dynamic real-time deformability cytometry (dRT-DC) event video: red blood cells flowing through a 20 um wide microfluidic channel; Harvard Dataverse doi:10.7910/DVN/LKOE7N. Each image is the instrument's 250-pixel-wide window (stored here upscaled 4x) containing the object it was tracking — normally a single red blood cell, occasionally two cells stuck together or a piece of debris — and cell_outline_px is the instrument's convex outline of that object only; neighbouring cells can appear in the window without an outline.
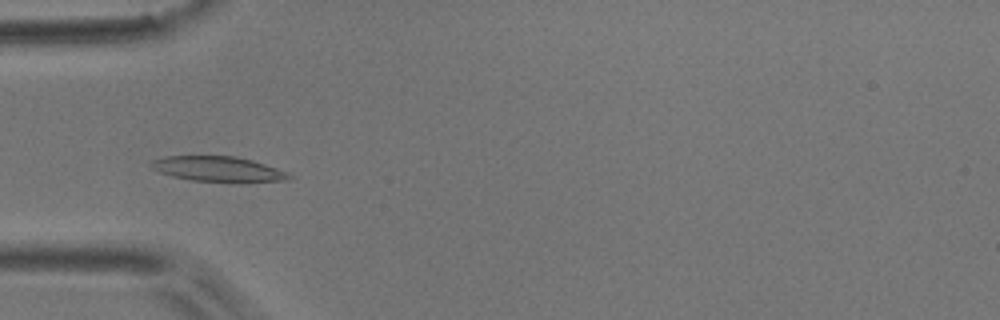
{"species": "common noctule bat (a hibernating species)", "species_latin": "Nyctalus noctula", "temperature_condition": "room temperature", "stored_images_in_passage": 52, "camera_frame_rate_fps": 3000, "um_per_image_px": 0.085, "animal": {"sex": "male", "body_mass_g": 17.9}, "frame": {"image": 1, "passage_image": 16, "time_ms": 5.0, "image_size_px": [1000, 320], "cell_outline_px": [[292, 176], [288, 180], [192, 180], [172, 176], [160, 172], [152, 168], [148, 164], [152, 160], [164, 156], [236, 156], [252, 160], [288, 172]], "centroid_in_image_um": [18.45, 14.32], "position_along_channel_um": 66.5, "area_um2": 19.42}, "authors_computed_cell_mechanics": {"area_um2": 19.0451, "velocity_mm_per_s": 3.766, "shape_relaxation_time_tau1_ms": 4.5413, "shape_relaxation_time_tau2_ms": 4.2761, "deformation_change_tau1": 0.1363, "deformation_change_tau2": 0.0949}}